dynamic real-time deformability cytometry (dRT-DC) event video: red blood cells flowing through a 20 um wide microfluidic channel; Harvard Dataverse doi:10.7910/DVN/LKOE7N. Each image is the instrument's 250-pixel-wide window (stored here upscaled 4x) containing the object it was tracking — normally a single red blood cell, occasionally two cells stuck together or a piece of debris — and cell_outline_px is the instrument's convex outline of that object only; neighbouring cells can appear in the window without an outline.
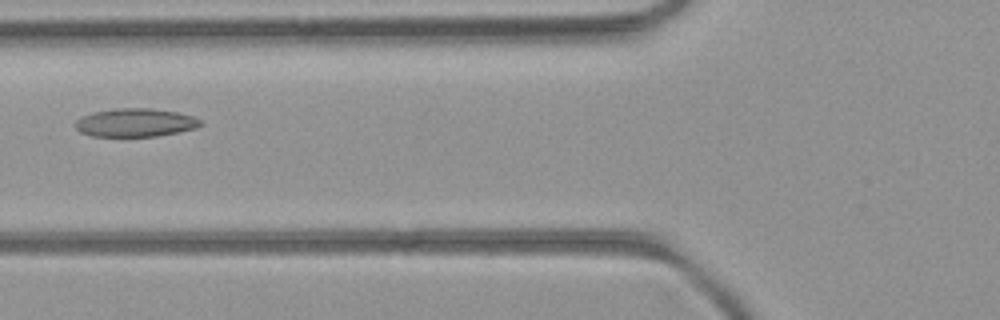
{"species": "common noctule bat (a hibernating species)", "species_latin": "Nyctalus noctula", "temperature_condition": "room temperature", "stored_images_in_passage": 50, "camera_frame_rate_fps": 3000, "um_per_image_px": 0.085, "animal": {"sex": "female", "body_mass_g": 21.9}, "frame": {"image": 1, "passage_image": 20, "time_ms": 6.333, "image_size_px": [1000, 320], "cell_outline_px": [[204, 124], [196, 128], [156, 136], [92, 136], [80, 132], [76, 128], [76, 120], [80, 116], [92, 112], [116, 108], [152, 108], [176, 112], [192, 116], [200, 120]], "centroid_in_image_um": [11.48, 10.41], "position_along_channel_um": 114.3, "area_um2": 20.63}}
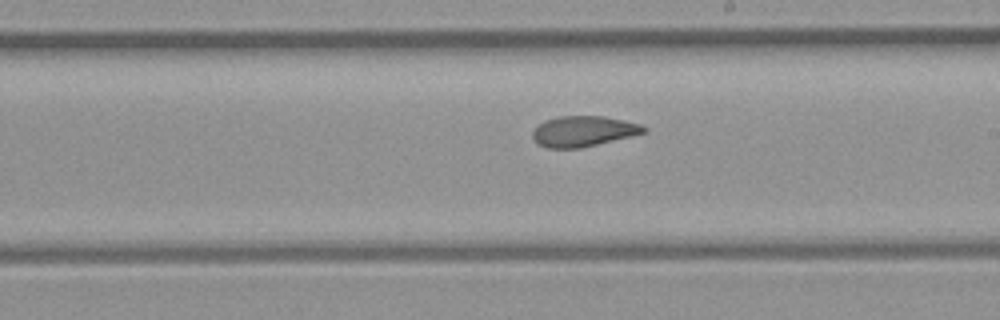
{"frame": {"image": 2, "passage_image": 29, "time_ms": 9.333, "image_size_px": [1000, 320], "cell_outline_px": [[648, 132], [580, 148], [548, 148], [536, 144], [532, 136], [532, 132], [544, 120], [560, 116], [604, 116], [624, 120], [640, 124], [648, 128]], "centroid_in_image_um": [49.59, 11.15], "position_along_channel_um": 239.4, "area_um2": 19.83}}
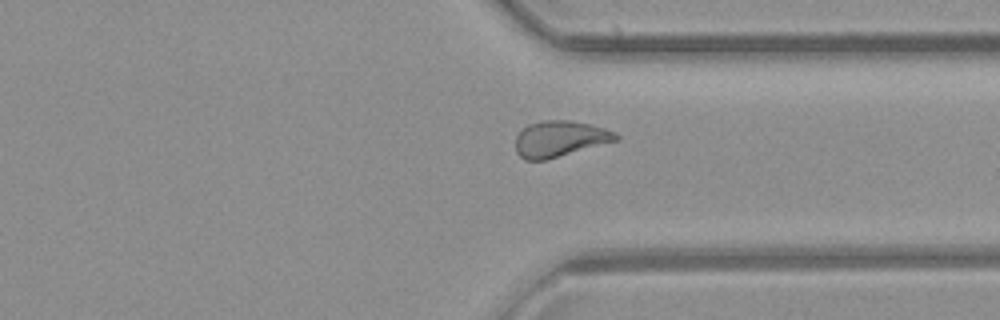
{"frame": {"image": 3, "passage_image": 38, "time_ms": 12.333, "image_size_px": [1000, 320], "cell_outline_px": [[620, 140], [548, 160], [524, 160], [516, 152], [516, 136], [528, 124], [544, 120], [572, 120], [604, 128], [616, 132], [620, 136]], "centroid_in_image_um": [47.62, 11.81], "position_along_channel_um": 363.8, "area_um2": 21.33}, "authors_computed_cell_mechanics": {"area_um2": 21.3571, "velocity_mm_per_s": 4.1545, "shape_relaxation_time_tau1_ms": null, "shape_relaxation_time_tau2_ms": 2.9674, "deformation_change_tau1": null, "deformation_change_tau2": 0.0977}}